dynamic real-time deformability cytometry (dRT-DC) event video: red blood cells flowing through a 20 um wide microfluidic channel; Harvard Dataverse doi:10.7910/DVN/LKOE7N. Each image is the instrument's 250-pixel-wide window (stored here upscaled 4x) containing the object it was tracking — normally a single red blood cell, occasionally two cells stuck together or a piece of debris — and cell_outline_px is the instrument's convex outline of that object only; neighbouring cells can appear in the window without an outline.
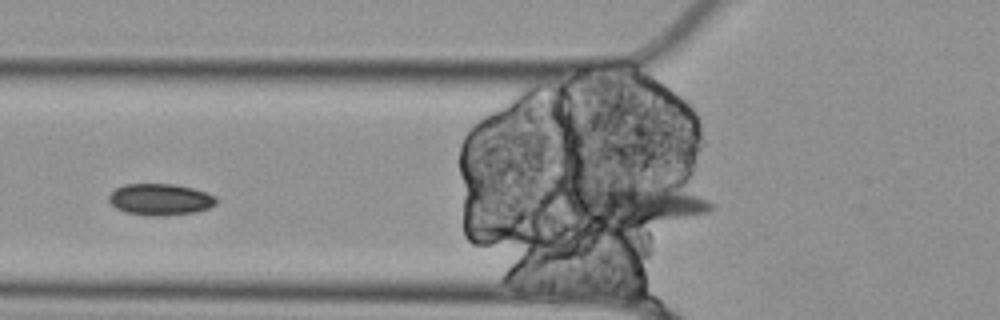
{"species": "Egyptian fruit bat (a non-hibernating species)", "species_latin": "Rousettus aegyptiacus", "temperature_condition": "cold", "stored_images_in_passage": 7, "camera_frame_rate_fps": 3000, "um_per_image_px": 0.085, "animal": {"sex": "female"}, "frame": {"image": 1, "passage_image": 5, "time_ms": 1.333, "image_size_px": [1000, 320], "cell_outline_px": [[216, 204], [208, 208], [196, 212], [164, 216], [148, 216], [124, 212], [116, 208], [108, 200], [108, 196], [116, 188], [124, 184], [172, 184], [192, 188], [216, 196]], "centroid_in_image_um": [13.6, 16.96], "position_along_channel_um": 112.2, "area_um2": 19.77}}